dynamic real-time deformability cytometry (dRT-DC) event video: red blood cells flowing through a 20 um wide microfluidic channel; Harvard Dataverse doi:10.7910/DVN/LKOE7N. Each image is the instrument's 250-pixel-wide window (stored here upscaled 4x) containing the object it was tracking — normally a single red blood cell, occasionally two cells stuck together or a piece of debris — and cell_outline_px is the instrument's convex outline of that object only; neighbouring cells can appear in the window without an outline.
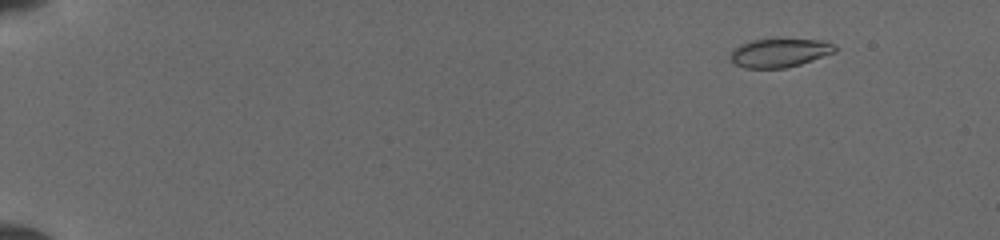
{"species": "common noctule bat (a hibernating species)", "species_latin": "Nyctalus noctula", "temperature_condition": "cold", "stored_images_in_passage": 10, "camera_frame_rate_fps": 3000, "um_per_image_px": 0.085, "animal": {"sex": "female", "body_mass_g": 19.5, "forearm_length_mm": 54.1}, "frame": {"image": 1, "passage_image": 2, "time_ms": 0.667, "image_size_px": [1000, 240], "cell_outline_px": [[840, 48], [836, 52], [800, 64], [784, 68], [744, 68], [736, 64], [732, 60], [732, 52], [740, 44], [752, 40], [776, 36], [828, 40]], "centroid_in_image_um": [66.37, 4.42], "position_along_channel_um": 18.6, "area_um2": 18.32}}
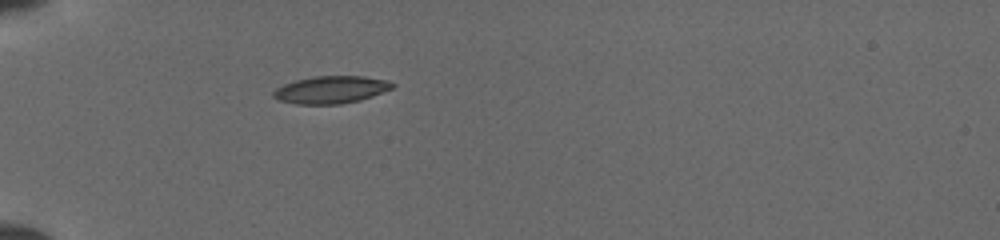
{"frame": {"image": 2, "passage_image": 8, "time_ms": 4.667, "image_size_px": [1000, 240], "cell_outline_px": [[396, 84], [392, 88], [372, 96], [360, 100], [340, 104], [296, 104], [280, 100], [272, 96], [272, 92], [276, 88], [284, 84], [296, 80], [316, 76], [364, 76], [388, 80]], "centroid_in_image_um": [28.14, 7.62], "position_along_channel_um": 56.9, "area_um2": 18.96}}
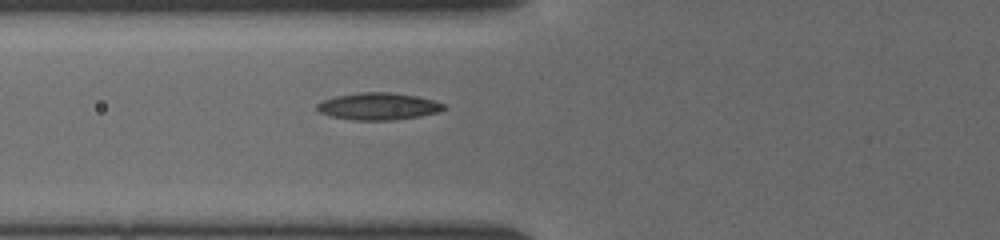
{"frame": {"image": 3, "passage_image": 10, "time_ms": 6.0, "image_size_px": [1000, 240], "cell_outline_px": [[444, 108], [436, 112], [420, 116], [392, 120], [352, 120], [332, 116], [320, 112], [316, 108], [316, 104], [324, 100], [336, 96], [360, 92], [392, 92], [416, 96], [432, 100], [444, 104]], "centroid_in_image_um": [32.13, 9.03], "position_along_channel_um": 93.7, "area_um2": 19.77}}